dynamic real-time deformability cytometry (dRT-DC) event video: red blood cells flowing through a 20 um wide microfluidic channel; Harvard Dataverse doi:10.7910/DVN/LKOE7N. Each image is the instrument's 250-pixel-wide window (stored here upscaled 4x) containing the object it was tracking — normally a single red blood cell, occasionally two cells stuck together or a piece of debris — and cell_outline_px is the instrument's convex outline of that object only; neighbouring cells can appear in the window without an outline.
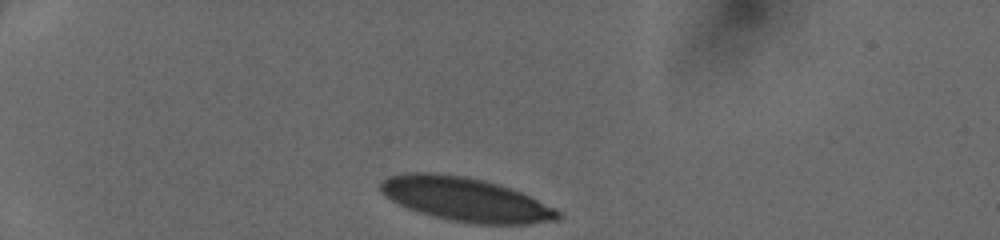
{"species": "human", "species_latin": "Homo sapiens", "temperature_condition": "cold", "stored_images_in_passage": 45, "camera_frame_rate_fps": 3000, "um_per_image_px": 0.085, "donor": {"sex": "female"}, "frame": {"image": 1, "passage_image": 1, "time_ms": 0.0, "image_size_px": [1000, 240], "cell_outline_px": [[564, 216], [560, 220], [528, 224], [476, 224], [448, 220], [432, 216], [408, 208], [384, 196], [380, 192], [380, 180], [388, 176], [408, 172], [436, 172], [468, 176], [484, 180], [520, 192], [556, 208]], "centroid_in_image_um": [39.56, 16.94], "position_along_channel_um": 45.4, "area_um2": 45.6}}
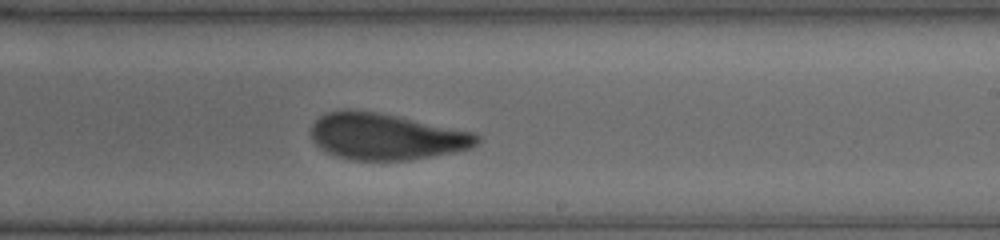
{"frame": {"image": 2, "passage_image": 26, "time_ms": 6.333, "image_size_px": [1000, 240], "cell_outline_px": [[480, 140], [472, 148], [456, 152], [408, 160], [352, 160], [336, 156], [320, 148], [312, 140], [312, 124], [320, 116], [328, 112], [344, 108], [348, 108], [376, 112], [400, 116], [476, 132], [480, 136]], "centroid_in_image_um": [32.84, 11.59], "position_along_channel_um": 256.2, "area_um2": 45.32}}
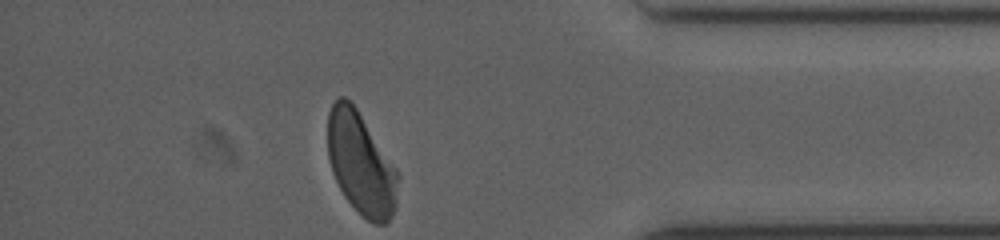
{"frame": {"image": 3, "passage_image": 44, "time_ms": 10.333, "image_size_px": [1000, 240], "cell_outline_px": [[400, 176], [396, 208], [388, 224], [372, 224], [344, 196], [332, 172], [328, 156], [328, 112], [332, 104], [340, 96], [344, 96], [356, 108], [396, 168]], "centroid_in_image_um": [30.7, 13.94], "position_along_channel_um": 404.5, "area_um2": 41.73}}